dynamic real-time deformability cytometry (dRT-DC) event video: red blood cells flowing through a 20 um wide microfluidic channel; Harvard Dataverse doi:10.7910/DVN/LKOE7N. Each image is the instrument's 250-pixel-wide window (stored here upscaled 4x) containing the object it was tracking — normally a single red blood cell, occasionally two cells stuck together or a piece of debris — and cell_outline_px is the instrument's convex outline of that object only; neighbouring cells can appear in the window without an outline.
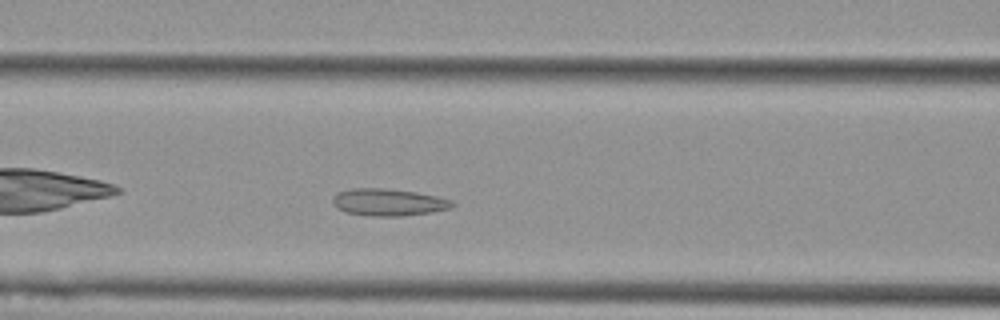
{"species": "Egyptian fruit bat (a non-hibernating species)", "species_latin": "Rousettus aegyptiacus", "temperature_condition": "cold", "stored_images_in_passage": 44, "camera_frame_rate_fps": 3000, "um_per_image_px": 0.085, "animal": {"sex": "female"}, "frame": {"image": 1, "passage_image": 12, "time_ms": 3.667, "image_size_px": [1000, 320], "cell_outline_px": [[456, 204], [452, 208], [432, 212], [404, 216], [368, 216], [348, 212], [336, 208], [332, 204], [332, 196], [336, 192], [352, 188], [384, 188], [416, 192], [436, 196], [452, 200]], "centroid_in_image_um": [33.0, 17.19], "position_along_channel_um": 133.6, "area_um2": 19.13}}
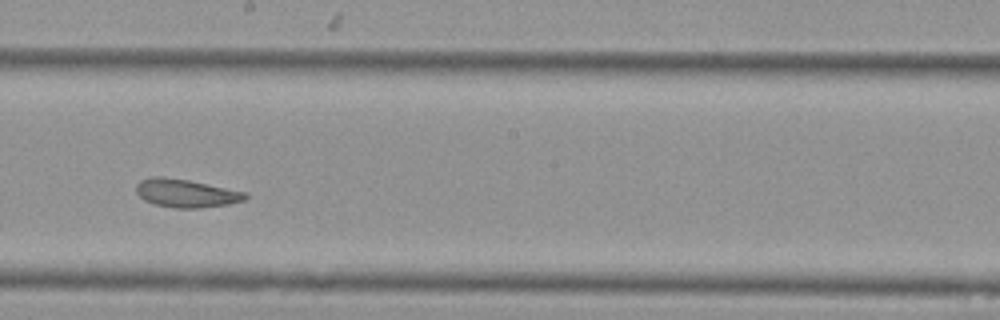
{"frame": {"image": 2, "passage_image": 20, "time_ms": 6.333, "image_size_px": [1000, 320], "cell_outline_px": [[248, 196], [244, 200], [228, 204], [200, 208], [172, 208], [156, 204], [144, 200], [136, 192], [136, 184], [140, 180], [152, 176], [160, 176], [188, 180], [244, 192]], "centroid_in_image_um": [15.76, 16.42], "position_along_channel_um": 232.4, "area_um2": 17.74}}
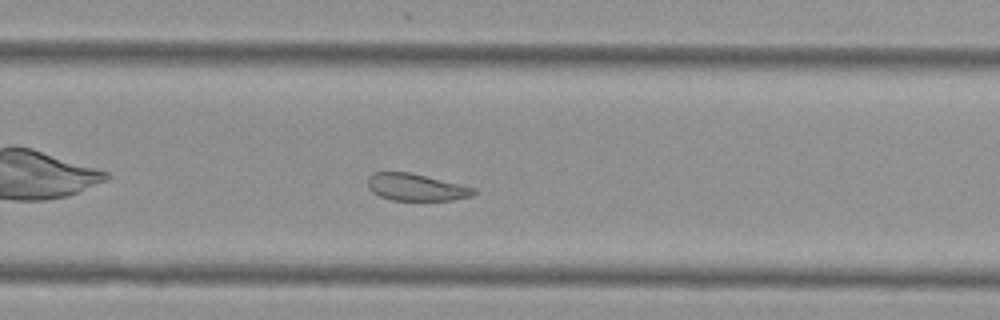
{"frame": {"image": 3, "passage_image": 25, "time_ms": 8.0, "image_size_px": [1000, 320], "cell_outline_px": [[476, 192], [472, 196], [452, 200], [392, 200], [380, 196], [372, 192], [368, 188], [368, 176], [372, 172], [408, 172], [476, 188]], "centroid_in_image_um": [35.34, 15.92], "position_along_channel_um": 294.5, "area_um2": 16.59}, "authors_computed_cell_mechanics": {"area_um2": 19.5942, "velocity_mm_per_s": 3.7327, "shape_relaxation_time_tau1_ms": null, "shape_relaxation_time_tau2_ms": 1.8432, "deformation_change_tau1": null, "deformation_change_tau2": 0.0767}}